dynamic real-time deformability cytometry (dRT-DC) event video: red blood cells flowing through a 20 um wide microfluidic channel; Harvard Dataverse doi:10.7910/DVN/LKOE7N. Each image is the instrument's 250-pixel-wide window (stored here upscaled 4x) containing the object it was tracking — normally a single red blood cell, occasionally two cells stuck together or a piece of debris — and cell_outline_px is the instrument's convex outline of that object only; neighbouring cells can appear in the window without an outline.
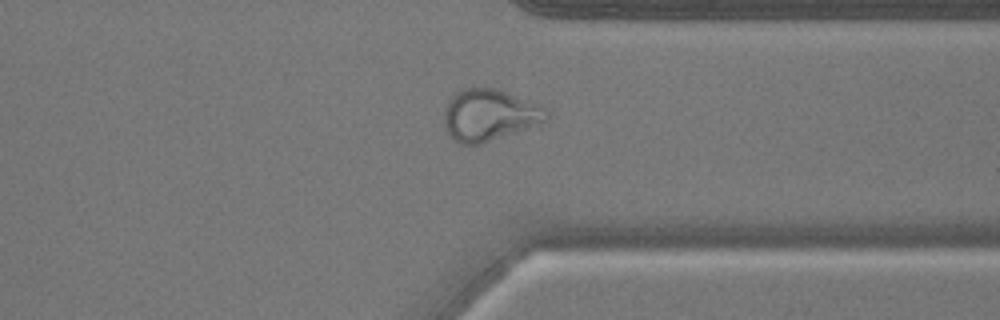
{"species": "common noctule bat (a hibernating species)", "species_latin": "Nyctalus noctula", "temperature_condition": "warm", "stored_images_in_passage": 38, "camera_frame_rate_fps": 3000, "um_per_image_px": 0.085, "animal": {"sex": "male", "body_mass_g": 17.9}, "frame": {"image": 1, "passage_image": 27, "time_ms": 8.667, "image_size_px": [1000, 320], "cell_outline_px": [[548, 120], [480, 144], [460, 144], [448, 132], [444, 124], [444, 112], [448, 100], [456, 92], [464, 88], [496, 88], [540, 104], [548, 112]], "centroid_in_image_um": [41.58, 9.76], "position_along_channel_um": 369.8, "area_um2": 30.4}}
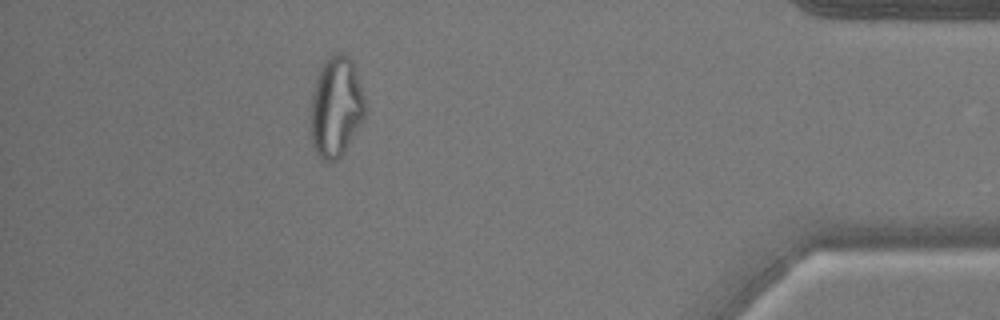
{"frame": {"image": 2, "passage_image": 33, "time_ms": 10.667, "image_size_px": [1000, 320], "cell_outline_px": [[364, 116], [344, 152], [336, 160], [328, 164], [320, 160], [312, 144], [308, 132], [308, 124], [312, 92], [320, 68], [328, 56], [336, 52], [344, 52], [352, 60], [364, 96]], "centroid_in_image_um": [28.49, 9.12], "position_along_channel_um": 406.7, "area_um2": 32.43}}